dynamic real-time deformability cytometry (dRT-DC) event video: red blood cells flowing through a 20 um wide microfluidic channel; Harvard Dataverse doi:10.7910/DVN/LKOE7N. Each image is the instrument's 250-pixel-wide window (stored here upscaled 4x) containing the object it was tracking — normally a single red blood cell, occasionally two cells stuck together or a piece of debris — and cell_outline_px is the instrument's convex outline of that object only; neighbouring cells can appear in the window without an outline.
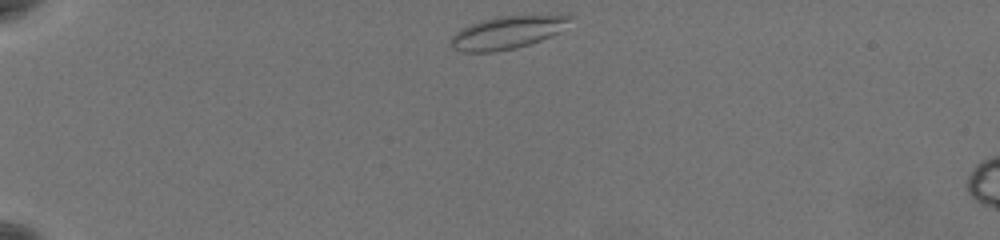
{"species": "common noctule bat (a hibernating species)", "species_latin": "Nyctalus noctula", "temperature_condition": "warm", "stored_images_in_passage": 44, "camera_frame_rate_fps": 3000, "um_per_image_px": 0.085, "animal": {"sex": "female", "body_mass_g": 19.5, "forearm_length_mm": 54.1}, "frame": {"image": 1, "passage_image": 1, "time_ms": 0.0, "image_size_px": [1000, 240], "cell_outline_px": [[572, 16], [560, 32], [540, 40], [516, 48], [492, 52], [460, 52], [452, 48], [452, 36], [456, 32], [480, 20], [500, 16]], "centroid_in_image_um": [43.05, 2.79], "position_along_channel_um": 41.9, "area_um2": 22.08}}
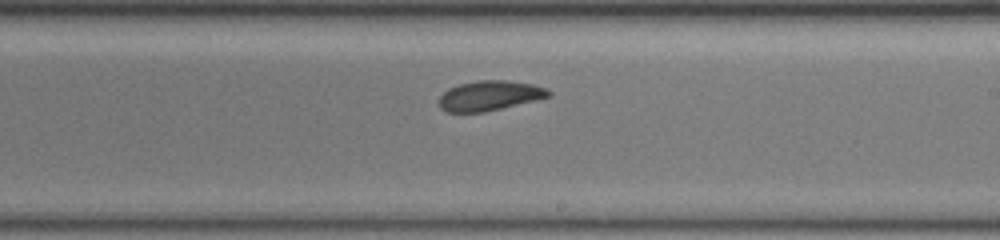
{"frame": {"image": 2, "passage_image": 23, "time_ms": 7.333, "image_size_px": [1000, 240], "cell_outline_px": [[552, 96], [536, 100], [484, 112], [448, 112], [440, 108], [440, 96], [448, 88], [460, 84], [476, 80], [504, 80], [532, 84], [544, 88], [552, 92]], "centroid_in_image_um": [41.62, 8.13], "position_along_channel_um": 247.4, "area_um2": 18.96}}
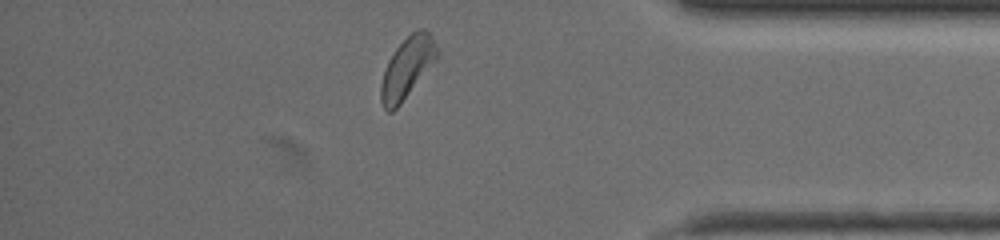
{"frame": {"image": 3, "passage_image": 37, "time_ms": 12.0, "image_size_px": [1000, 240], "cell_outline_px": [[440, 56], [400, 104], [392, 112], [388, 112], [384, 108], [380, 100], [380, 84], [388, 60], [396, 48], [412, 32], [420, 28], [424, 28], [432, 36], [440, 52]], "centroid_in_image_um": [34.63, 5.75], "position_along_channel_um": 400.6, "area_um2": 19.94}, "authors_computed_cell_mechanics": {"area_um2": 19.9121, "velocity_mm_per_s": 3.6737, "shape_relaxation_time_tau1_ms": 4.8874, "shape_relaxation_time_tau2_ms": null, "deformation_change_tau1": 0.0956, "deformation_change_tau2": null}}